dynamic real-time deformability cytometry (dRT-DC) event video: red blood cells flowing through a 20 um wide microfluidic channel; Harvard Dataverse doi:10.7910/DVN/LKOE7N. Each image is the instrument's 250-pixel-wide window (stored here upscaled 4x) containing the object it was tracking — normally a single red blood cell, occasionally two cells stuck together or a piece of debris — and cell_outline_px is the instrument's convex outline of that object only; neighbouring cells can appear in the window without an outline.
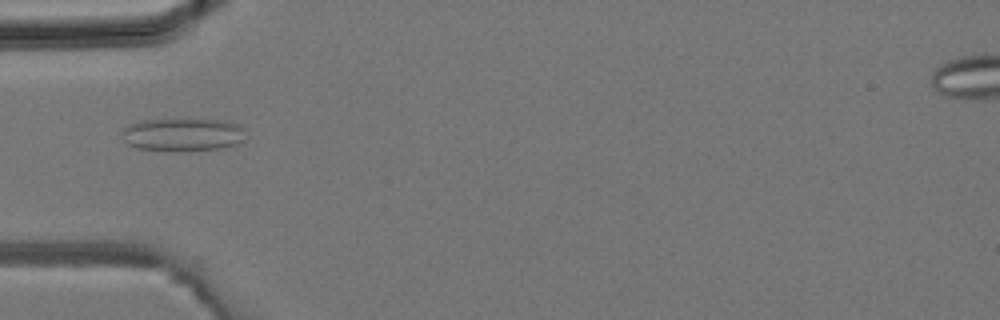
{"species": "common noctule bat (a hibernating species)", "species_latin": "Nyctalus noctula", "temperature_condition": "room temperature", "stored_images_in_passage": 2, "camera_frame_rate_fps": 3000, "um_per_image_px": 0.085, "animal": {"sex": "male", "body_mass_g": 19.2, "forearm_length_mm": 51.8}, "frame": {"image": 1, "passage_image": 2, "time_ms": 0.333, "image_size_px": [1000, 320], "cell_outline_px": [[244, 140], [236, 144], [224, 148], [136, 148], [128, 144], [120, 136], [120, 132], [128, 124], [140, 120], [224, 120], [240, 124], [244, 128]], "centroid_in_image_um": [15.53, 11.39], "position_along_channel_um": 69.5, "area_um2": 22.95}}